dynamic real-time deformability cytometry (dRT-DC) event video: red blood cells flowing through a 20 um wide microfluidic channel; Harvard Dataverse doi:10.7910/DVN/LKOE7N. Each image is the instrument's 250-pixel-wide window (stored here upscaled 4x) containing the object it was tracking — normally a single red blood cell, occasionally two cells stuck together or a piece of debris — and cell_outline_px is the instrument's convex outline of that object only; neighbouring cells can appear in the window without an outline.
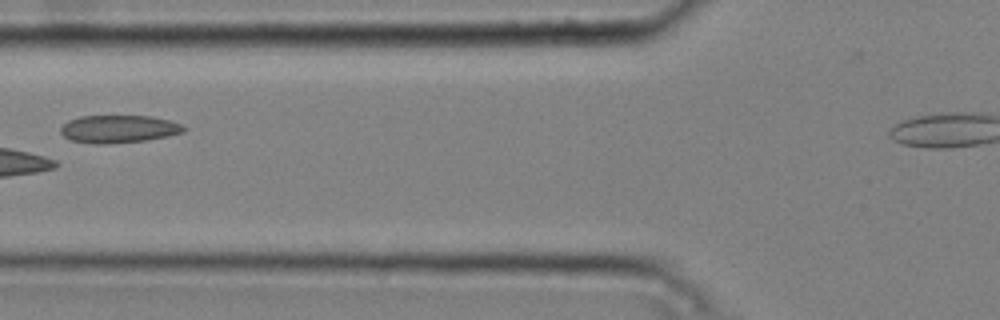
{"species": "common noctule bat (a hibernating species)", "species_latin": "Nyctalus noctula", "temperature_condition": "cold", "stored_images_in_passage": 8, "segment_of_instrument_passage": [1, 2], "camera_frame_rate_fps": 3000, "um_per_image_px": 0.085, "animal": {"sex": "male", "body_mass_g": 20.4}, "frame": {"image": 1, "passage_image": 7, "time_ms": 2.0, "image_size_px": [1000, 320], "cell_outline_px": [[188, 128], [184, 132], [168, 136], [144, 140], [108, 144], [96, 144], [72, 140], [64, 136], [60, 132], [60, 128], [68, 120], [80, 116], [152, 116], [168, 120], [180, 124]], "centroid_in_image_um": [10.09, 10.96], "position_along_channel_um": 115.7, "area_um2": 19.83}}